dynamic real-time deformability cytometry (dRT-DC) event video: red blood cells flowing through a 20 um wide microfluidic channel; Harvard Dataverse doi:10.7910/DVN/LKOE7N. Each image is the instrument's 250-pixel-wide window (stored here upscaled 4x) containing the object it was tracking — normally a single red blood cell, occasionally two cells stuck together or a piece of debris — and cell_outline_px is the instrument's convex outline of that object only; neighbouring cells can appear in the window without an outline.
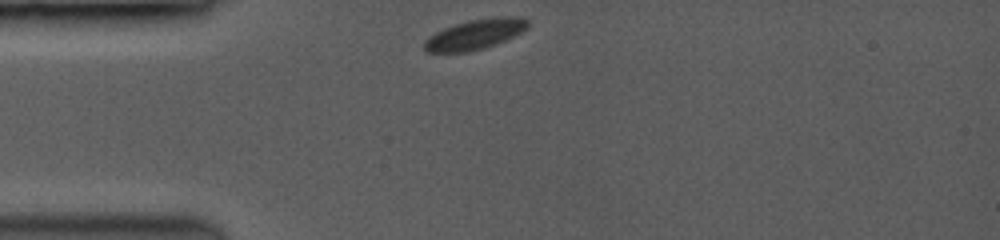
{"species": "common noctule bat (a hibernating species)", "species_latin": "Nyctalus noctula", "temperature_condition": "room temperature", "stored_images_in_passage": 4, "camera_frame_rate_fps": 3500, "um_per_image_px": 0.085, "animal": {"sex": "female", "body_mass_g": 19.0, "forearm_length_mm": 53.3}, "frame": {"image": 1, "passage_image": 1, "time_ms": 0.0, "image_size_px": [1000, 240], "cell_outline_px": [[528, 28], [504, 40], [468, 52], [428, 52], [424, 48], [424, 40], [428, 36], [452, 24], [468, 20], [492, 16], [524, 16], [528, 20]], "centroid_in_image_um": [40.37, 2.88], "position_along_channel_um": 44.6, "area_um2": 18.15}}
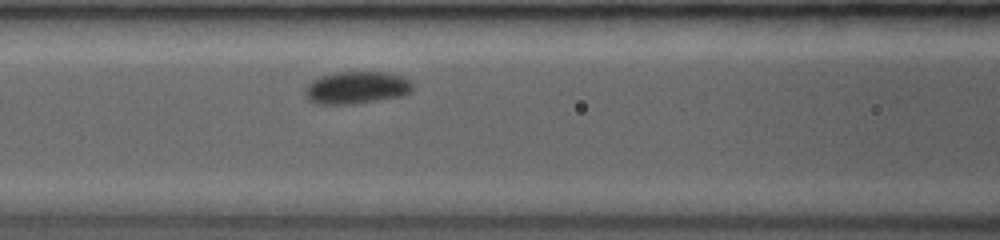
{"frame": {"image": 2, "passage_image": 4, "time_ms": 2.857, "image_size_px": [1000, 240], "cell_outline_px": [[412, 88], [408, 92], [400, 96], [344, 104], [320, 104], [312, 100], [308, 96], [308, 84], [312, 80], [320, 76], [336, 72], [388, 72], [400, 76], [408, 80], [412, 84]], "centroid_in_image_um": [30.32, 7.42], "position_along_channel_um": 136.3, "area_um2": 19.48}}